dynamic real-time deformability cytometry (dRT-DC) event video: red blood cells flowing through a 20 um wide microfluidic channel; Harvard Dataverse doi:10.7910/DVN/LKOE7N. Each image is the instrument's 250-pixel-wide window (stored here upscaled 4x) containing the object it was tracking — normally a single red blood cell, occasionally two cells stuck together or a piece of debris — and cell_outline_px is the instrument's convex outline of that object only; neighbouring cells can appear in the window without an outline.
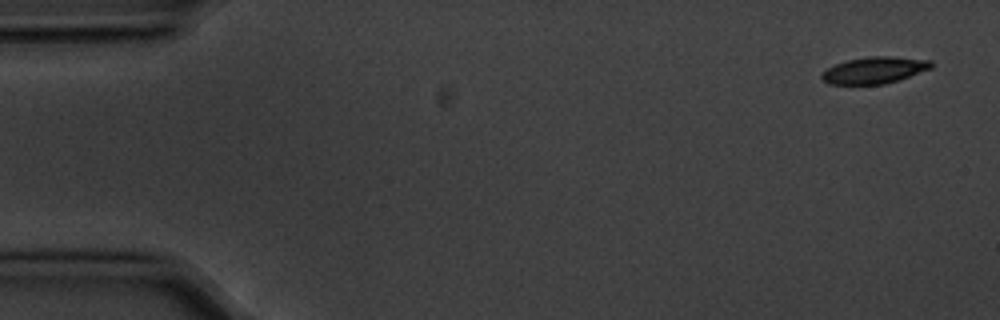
{"species": "common noctule bat (a hibernating species)", "species_latin": "Nyctalus noctula", "temperature_condition": "cold", "stored_images_in_passage": 6, "camera_frame_rate_fps": 3000, "um_per_image_px": 0.085, "animal": {"sex": "male", "body_mass_g": 20.1, "forearm_length_mm": 53.5}, "frame": {"image": 1, "passage_image": 1, "time_ms": 0.0, "image_size_px": [1000, 320], "cell_outline_px": [[932, 68], [884, 84], [828, 84], [820, 76], [828, 68], [836, 64], [848, 60], [868, 56], [892, 56], [932, 60]], "centroid_in_image_um": [74.33, 5.95], "position_along_channel_um": 10.7, "area_um2": 16.76}}
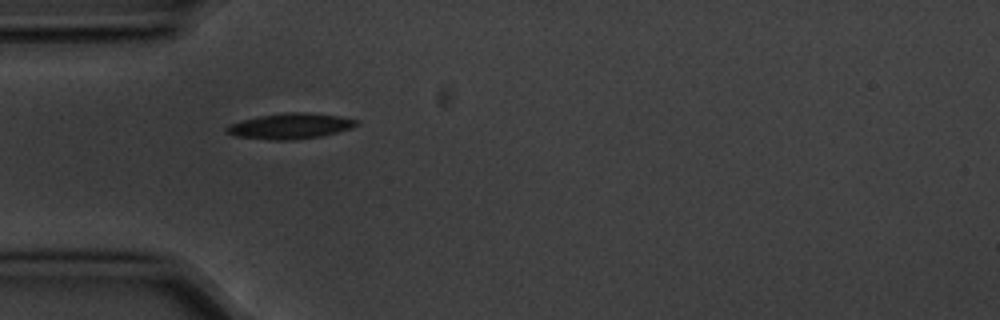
{"frame": {"image": 2, "passage_image": 5, "time_ms": 1.333, "image_size_px": [1000, 320], "cell_outline_px": [[360, 124], [352, 128], [320, 136], [292, 140], [272, 140], [236, 136], [224, 132], [224, 128], [228, 124], [260, 116], [284, 112], [308, 112], [340, 116], [360, 120]], "centroid_in_image_um": [24.69, 10.71], "position_along_channel_um": 60.3, "area_um2": 19.48}}